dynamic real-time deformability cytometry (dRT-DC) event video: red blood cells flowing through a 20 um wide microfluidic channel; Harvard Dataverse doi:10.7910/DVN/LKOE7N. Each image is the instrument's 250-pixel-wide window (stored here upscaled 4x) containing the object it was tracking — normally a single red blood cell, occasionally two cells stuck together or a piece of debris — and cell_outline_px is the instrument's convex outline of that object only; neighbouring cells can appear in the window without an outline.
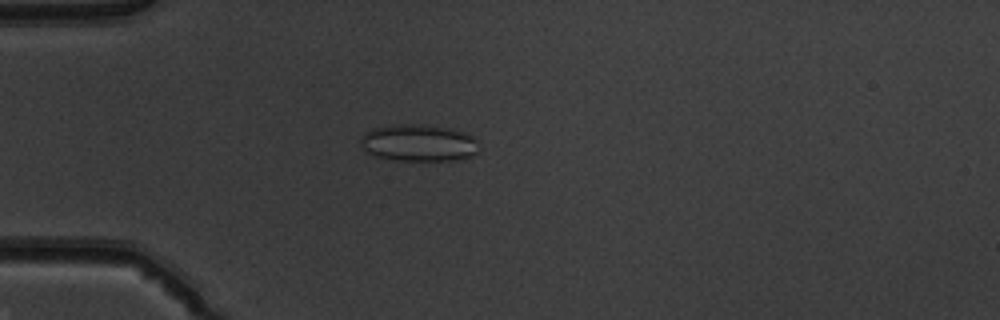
{"species": "common noctule bat (a hibernating species)", "species_latin": "Nyctalus noctula", "temperature_condition": "warm", "stored_images_in_passage": 51, "camera_frame_rate_fps": 3000, "um_per_image_px": 0.085, "animal": {"sex": "male", "body_mass_g": 19.5, "forearm_length_mm": 54.6}, "frame": {"image": 1, "passage_image": 15, "time_ms": 4.667, "image_size_px": [1000, 320], "cell_outline_px": [[476, 152], [472, 156], [456, 160], [392, 160], [376, 156], [368, 152], [360, 144], [360, 136], [372, 128], [400, 124], [424, 124], [452, 128], [464, 132], [472, 136], [476, 140]], "centroid_in_image_um": [35.56, 12.13], "position_along_channel_um": 49.4, "area_um2": 25.49}}
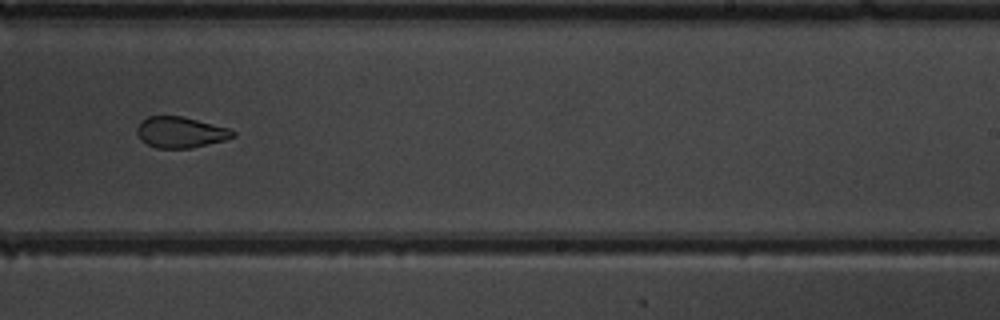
{"frame": {"image": 2, "passage_image": 33, "time_ms": 10.667, "image_size_px": [1000, 320], "cell_outline_px": [[236, 136], [224, 140], [192, 148], [156, 148], [140, 140], [136, 132], [136, 128], [140, 120], [148, 116], [184, 116], [228, 128], [236, 132]], "centroid_in_image_um": [15.32, 11.24], "position_along_channel_um": 273.7, "area_um2": 17.46}}
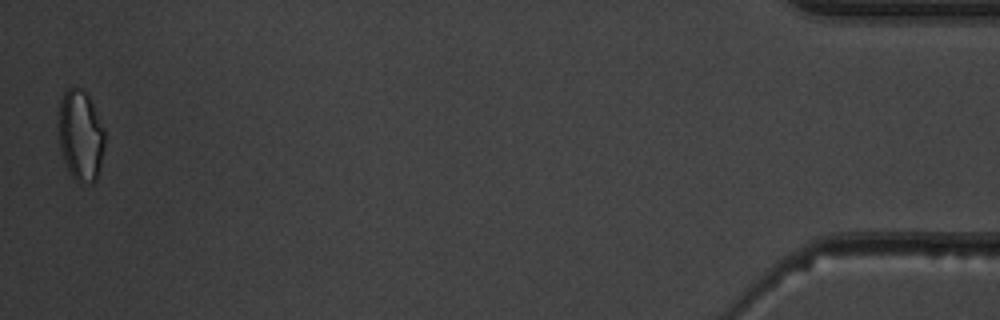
{"frame": {"image": 3, "passage_image": 51, "time_ms": 16.667, "image_size_px": [1000, 320], "cell_outline_px": [[104, 148], [96, 180], [92, 184], [80, 184], [72, 176], [64, 160], [60, 148], [60, 100], [64, 92], [68, 88], [84, 88], [92, 104], [104, 132]], "centroid_in_image_um": [6.86, 11.55], "position_along_channel_um": 428.3, "area_um2": 23.93}, "authors_computed_cell_mechanics": {"area_um2": 21.3282, "velocity_mm_per_s": 4.0081, "shape_relaxation_time_tau1_ms": null, "shape_relaxation_time_tau2_ms": 1.2343, "deformation_change_tau1": null, "deformation_change_tau2": 0.0635}}